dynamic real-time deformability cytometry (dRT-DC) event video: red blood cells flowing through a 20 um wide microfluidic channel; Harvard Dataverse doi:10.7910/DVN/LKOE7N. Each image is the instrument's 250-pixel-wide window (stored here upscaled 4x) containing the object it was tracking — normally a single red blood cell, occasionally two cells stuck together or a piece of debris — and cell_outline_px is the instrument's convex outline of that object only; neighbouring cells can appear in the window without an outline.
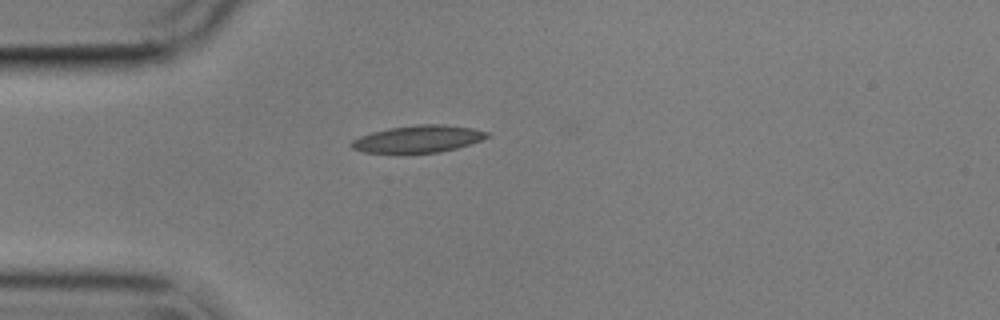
{"species": "common noctule bat (a hibernating species)", "species_latin": "Nyctalus noctula", "temperature_condition": "cold", "stored_images_in_passage": 40, "camera_frame_rate_fps": 3000, "um_per_image_px": 0.085, "animal": {"sex": "male", "body_mass_g": 17.9}, "frame": {"image": 1, "passage_image": 1, "time_ms": 0.0, "image_size_px": [1000, 320], "cell_outline_px": [[492, 136], [456, 148], [440, 152], [396, 156], [364, 152], [352, 148], [348, 144], [352, 140], [360, 136], [372, 132], [388, 128], [416, 124], [440, 124], [472, 128], [488, 132]], "centroid_in_image_um": [35.46, 11.85], "position_along_channel_um": 49.5, "area_um2": 22.31}}
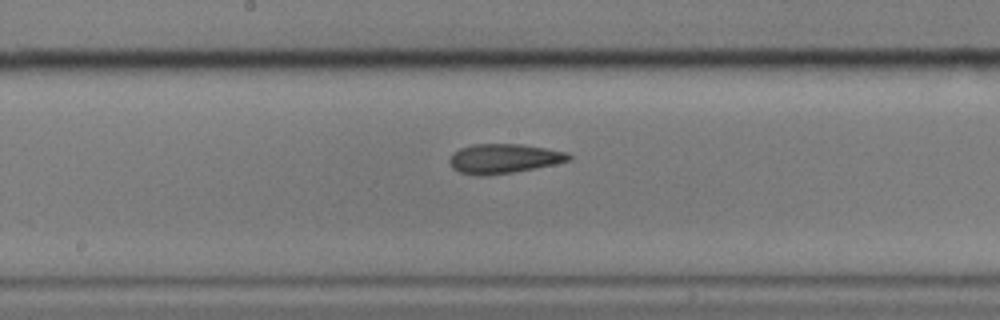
{"frame": {"image": 2, "passage_image": 15, "time_ms": 4.667, "image_size_px": [1000, 320], "cell_outline_px": [[572, 160], [556, 164], [512, 172], [488, 176], [476, 176], [460, 172], [452, 168], [448, 160], [452, 152], [460, 148], [472, 144], [520, 144], [568, 152], [572, 156]], "centroid_in_image_um": [42.8, 13.48], "position_along_channel_um": 205.4, "area_um2": 20.69}}
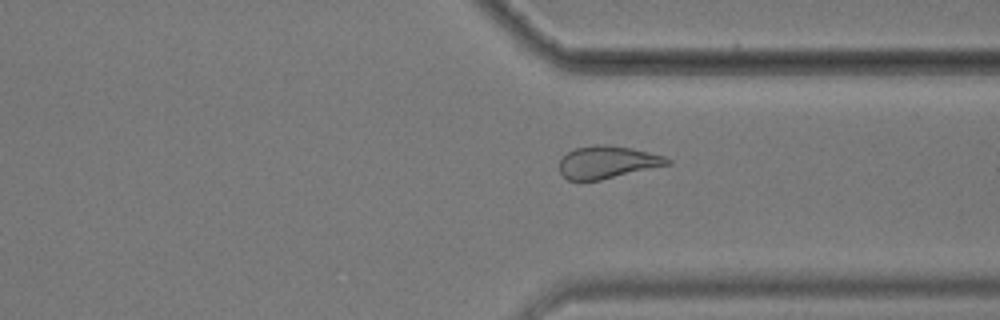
{"frame": {"image": 3, "passage_image": 28, "time_ms": 9.0, "image_size_px": [1000, 320], "cell_outline_px": [[672, 164], [600, 180], [580, 184], [568, 180], [560, 172], [560, 160], [568, 152], [576, 148], [596, 144], [604, 144], [632, 148], [664, 156], [672, 160]], "centroid_in_image_um": [51.61, 13.82], "position_along_channel_um": 359.8, "area_um2": 20.81}, "authors_computed_cell_mechanics": {"area_um2": 20.6057, "velocity_mm_per_s": 3.5667, "shape_relaxation_time_tau1_ms": 7.8857, "shape_relaxation_time_tau2_ms": 1.9666, "deformation_change_tau1": 0.2024, "deformation_change_tau2": 0.1019}}